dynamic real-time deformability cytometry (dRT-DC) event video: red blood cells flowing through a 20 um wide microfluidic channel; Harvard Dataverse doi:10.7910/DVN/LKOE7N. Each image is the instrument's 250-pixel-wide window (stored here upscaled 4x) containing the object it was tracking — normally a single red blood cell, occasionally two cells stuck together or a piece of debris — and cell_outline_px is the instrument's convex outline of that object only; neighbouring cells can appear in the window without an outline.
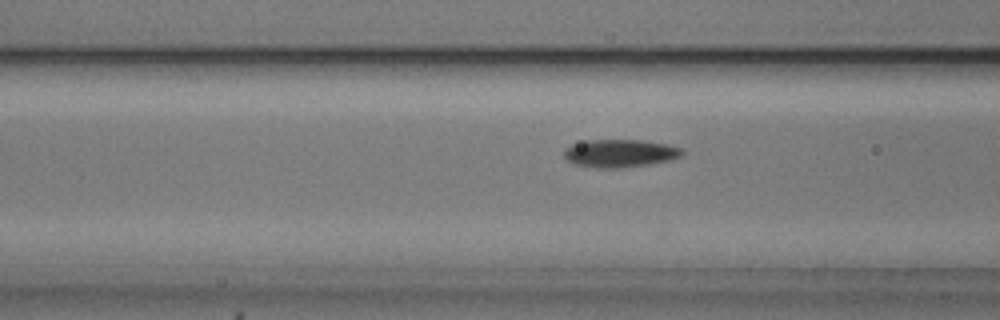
{"species": "common noctule bat (a hibernating species)", "species_latin": "Nyctalus noctula", "temperature_condition": "cold", "stored_images_in_passage": 23, "camera_frame_rate_fps": 3000, "um_per_image_px": 0.085, "animal": {"sex": "male", "body_mass_g": 20.5, "forearm_length_mm": 52.5}, "frame": {"image": 1, "passage_image": 7, "time_ms": 2.0, "image_size_px": [1000, 320], "cell_outline_px": [[684, 152], [680, 156], [672, 160], [648, 164], [620, 168], [600, 168], [572, 164], [564, 156], [564, 148], [572, 144], [584, 140], [640, 140], [664, 144], [680, 148]], "centroid_in_image_um": [52.64, 13.03], "position_along_channel_um": 114.0, "area_um2": 19.13}}
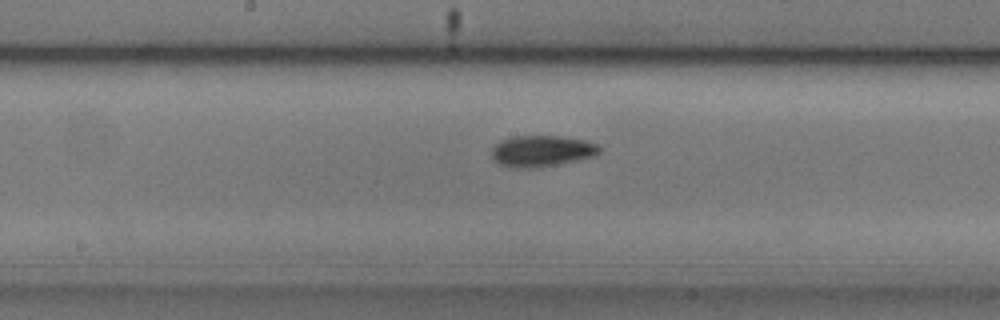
{"frame": {"image": 2, "passage_image": 14, "time_ms": 4.333, "image_size_px": [1000, 320], "cell_outline_px": [[604, 148], [596, 156], [556, 164], [532, 168], [512, 168], [500, 164], [492, 156], [492, 148], [500, 140], [512, 136], [560, 136], [584, 140], [600, 144]], "centroid_in_image_um": [46.09, 12.82], "position_along_channel_um": 202.1, "area_um2": 19.71}}
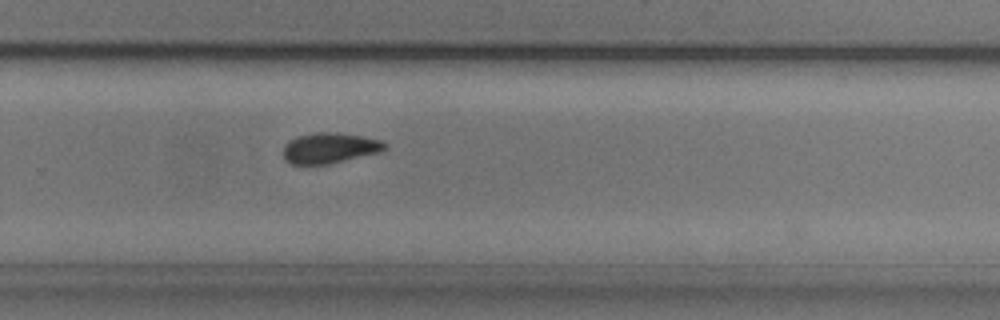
{"frame": {"image": 3, "passage_image": 22, "time_ms": 7.0, "image_size_px": [1000, 320], "cell_outline_px": [[388, 148], [380, 152], [328, 164], [288, 164], [284, 160], [284, 144], [288, 140], [300, 136], [316, 132], [336, 132], [360, 136], [380, 140], [388, 144]], "centroid_in_image_um": [28.01, 12.58], "position_along_channel_um": 301.8, "area_um2": 18.09}}